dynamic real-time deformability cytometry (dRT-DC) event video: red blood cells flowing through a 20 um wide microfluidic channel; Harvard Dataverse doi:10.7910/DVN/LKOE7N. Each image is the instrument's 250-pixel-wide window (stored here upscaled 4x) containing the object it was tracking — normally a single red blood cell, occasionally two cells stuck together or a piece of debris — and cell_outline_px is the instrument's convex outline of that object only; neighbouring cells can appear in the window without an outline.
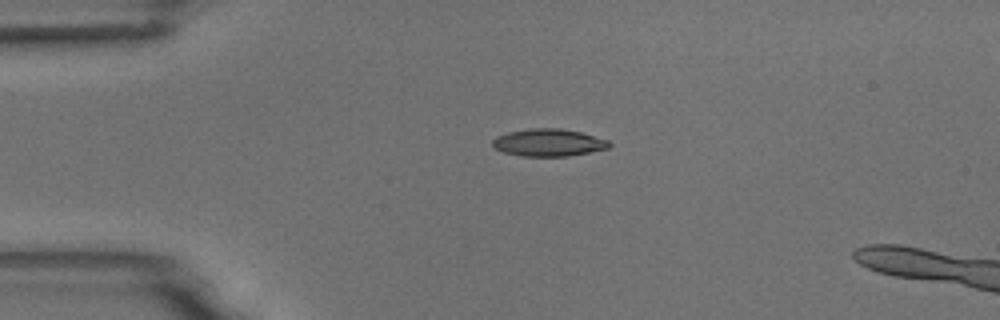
{"species": "common noctule bat (a hibernating species)", "species_latin": "Nyctalus noctula", "temperature_condition": "room temperature", "stored_images_in_passage": 43, "camera_frame_rate_fps": 3000, "um_per_image_px": 0.085, "animal": {"sex": "male", "body_mass_g": 18.8}, "frame": {"image": 1, "passage_image": 1, "time_ms": 0.0, "image_size_px": [1000, 320], "cell_outline_px": [[612, 144], [608, 148], [568, 156], [520, 156], [504, 152], [496, 148], [492, 144], [492, 140], [496, 136], [508, 132], [528, 128], [560, 128], [580, 132], [608, 140]], "centroid_in_image_um": [46.61, 12.11], "position_along_channel_um": 38.4, "area_um2": 18.55}}
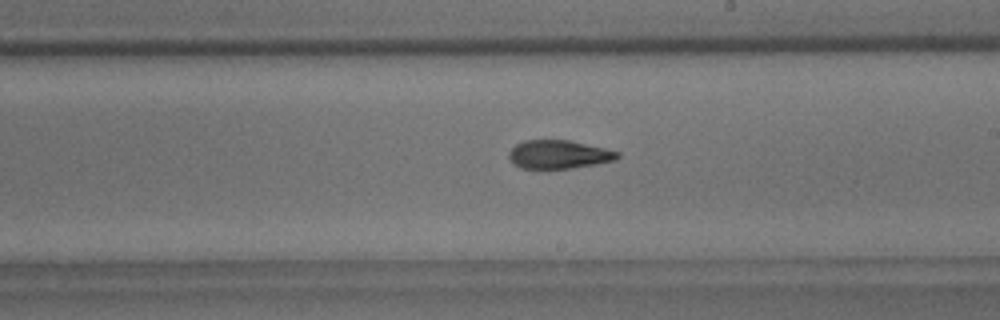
{"frame": {"image": 2, "passage_image": 20, "time_ms": 6.333, "image_size_px": [1000, 320], "cell_outline_px": [[620, 156], [616, 160], [596, 164], [572, 168], [520, 168], [512, 164], [508, 156], [508, 152], [516, 144], [524, 140], [568, 140], [604, 148], [620, 152]], "centroid_in_image_um": [47.47, 13.13], "position_along_channel_um": 241.5, "area_um2": 18.03}}
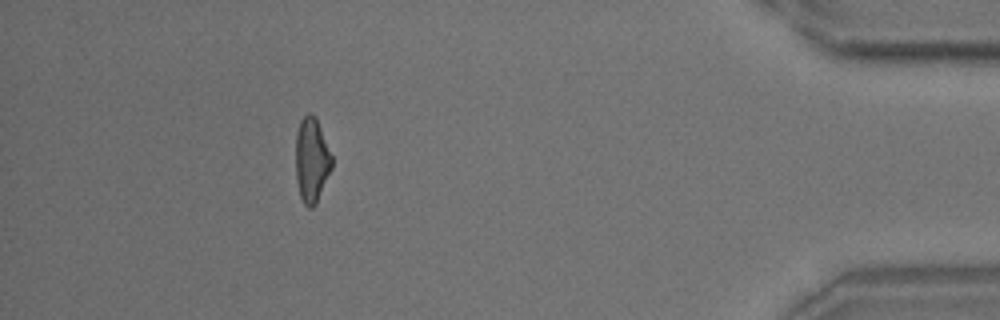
{"frame": {"image": 3, "passage_image": 38, "time_ms": 12.333, "image_size_px": [1000, 320], "cell_outline_px": [[332, 168], [316, 204], [312, 208], [308, 208], [304, 204], [300, 196], [296, 180], [296, 132], [300, 120], [308, 112], [312, 112], [316, 116], [332, 156]], "centroid_in_image_um": [26.49, 13.58], "position_along_channel_um": 408.7, "area_um2": 18.03}, "authors_computed_cell_mechanics": {"area_um2": 18.4382, "velocity_mm_per_s": 3.6793, "shape_relaxation_time_tau1_ms": 7.5842, "shape_relaxation_time_tau2_ms": 3.7718, "deformation_change_tau1": 0.1969, "deformation_change_tau2": 0.1256}}